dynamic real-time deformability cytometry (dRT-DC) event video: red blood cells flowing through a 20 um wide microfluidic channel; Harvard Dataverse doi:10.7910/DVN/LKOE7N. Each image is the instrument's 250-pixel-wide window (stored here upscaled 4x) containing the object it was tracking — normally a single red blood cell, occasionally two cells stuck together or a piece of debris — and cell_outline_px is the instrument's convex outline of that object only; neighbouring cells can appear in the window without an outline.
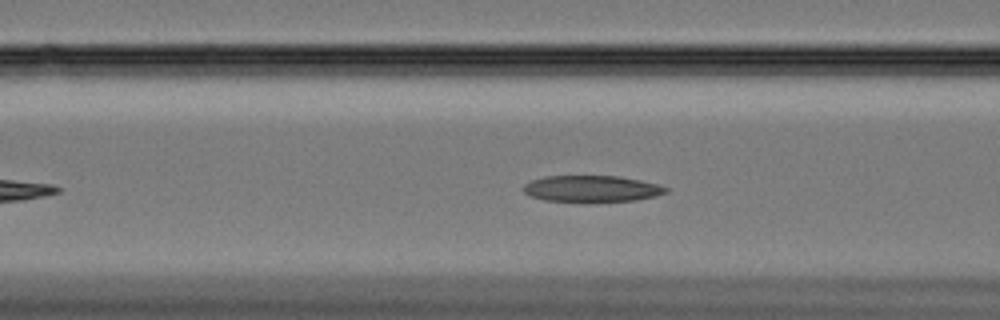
{"species": "Egyptian fruit bat (a non-hibernating species)", "species_latin": "Rousettus aegyptiacus", "temperature_condition": "cold", "stored_images_in_passage": 42, "camera_frame_rate_fps": 3000, "um_per_image_px": 0.085, "animal": {"sex": "female"}, "frame": {"image": 1, "passage_image": 9, "time_ms": 2.667, "image_size_px": [1000, 320], "cell_outline_px": [[668, 192], [656, 196], [636, 200], [592, 204], [544, 200], [532, 196], [524, 192], [524, 184], [532, 180], [544, 176], [620, 176], [640, 180], [656, 184], [668, 188]], "centroid_in_image_um": [50.31, 16.08], "position_along_channel_um": 116.3, "area_um2": 22.6}}
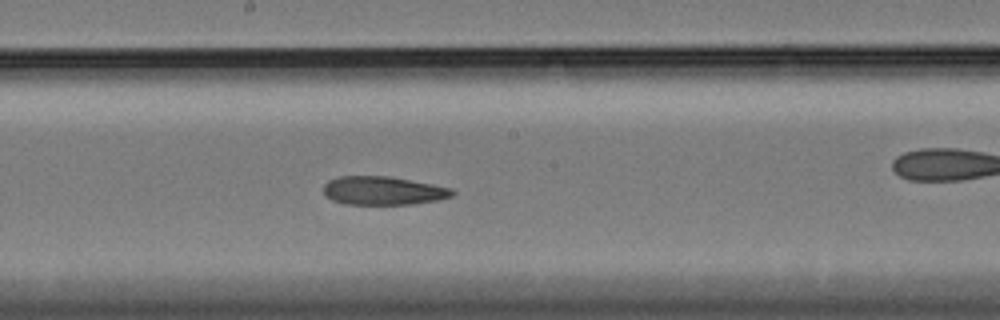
{"frame": {"image": 2, "passage_image": 18, "time_ms": 5.667, "image_size_px": [1000, 320], "cell_outline_px": [[456, 192], [452, 196], [440, 200], [412, 204], [344, 204], [332, 200], [324, 196], [324, 184], [328, 180], [340, 176], [388, 176], [432, 184], [452, 188]], "centroid_in_image_um": [32.56, 16.21], "position_along_channel_um": 215.6, "area_um2": 21.5}}
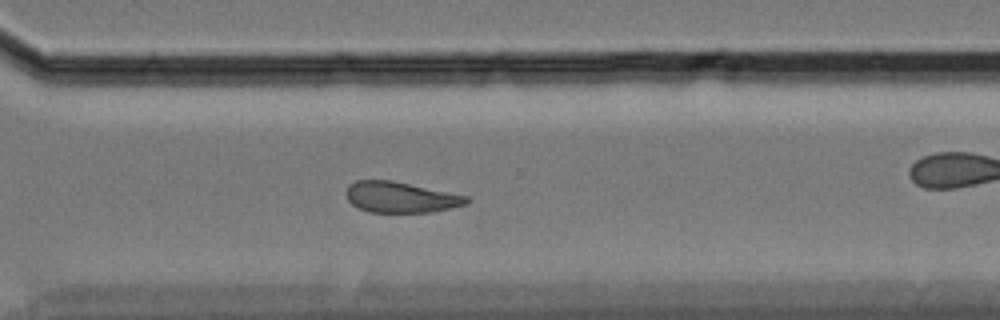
{"frame": {"image": 3, "passage_image": 29, "time_ms": 9.333, "image_size_px": [1000, 320], "cell_outline_px": [[472, 200], [468, 204], [452, 208], [432, 212], [368, 212], [352, 204], [348, 200], [344, 192], [348, 184], [356, 180], [388, 180], [468, 196]], "centroid_in_image_um": [34.04, 16.77], "position_along_channel_um": 336.6, "area_um2": 21.62}, "authors_computed_cell_mechanics": {"area_um2": 22.1085, "velocity_mm_per_s": 3.3019, "shape_relaxation_time_tau1_ms": null, "shape_relaxation_time_tau2_ms": 6.4423, "deformation_change_tau1": null, "deformation_change_tau2": 0.1541}}